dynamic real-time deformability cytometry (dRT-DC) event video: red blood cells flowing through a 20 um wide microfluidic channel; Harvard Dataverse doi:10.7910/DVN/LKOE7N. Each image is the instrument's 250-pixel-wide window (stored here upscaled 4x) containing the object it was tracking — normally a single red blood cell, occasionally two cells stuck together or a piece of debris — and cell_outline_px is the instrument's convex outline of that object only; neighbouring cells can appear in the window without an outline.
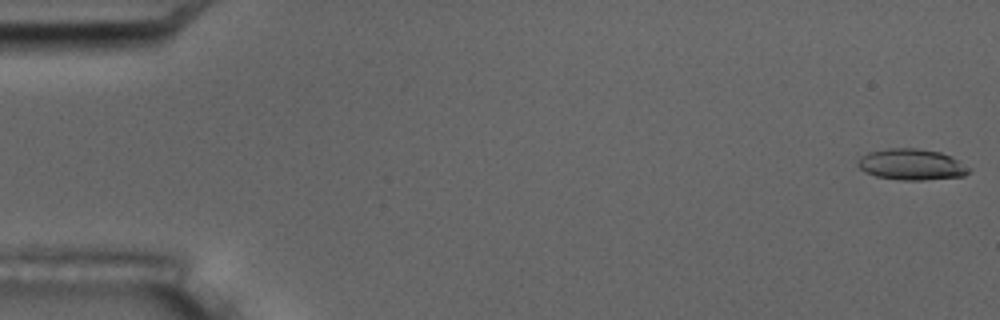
{"species": "common noctule bat (a hibernating species)", "species_latin": "Nyctalus noctula", "temperature_condition": "room temperature", "stored_images_in_passage": 6, "camera_frame_rate_fps": 3000, "um_per_image_px": 0.085, "animal": {"sex": "male", "body_mass_g": 17.5, "forearm_length_mm": 52.3}, "frame": {"image": 1, "passage_image": 1, "time_ms": 0.0, "image_size_px": [1000, 320], "cell_outline_px": [[972, 172], [964, 176], [924, 180], [900, 180], [876, 176], [864, 172], [856, 164], [860, 156], [868, 152], [888, 148], [916, 148], [940, 152], [952, 156], [960, 160], [972, 168]], "centroid_in_image_um": [77.52, 13.98], "position_along_channel_um": 7.5, "area_um2": 20.52}}